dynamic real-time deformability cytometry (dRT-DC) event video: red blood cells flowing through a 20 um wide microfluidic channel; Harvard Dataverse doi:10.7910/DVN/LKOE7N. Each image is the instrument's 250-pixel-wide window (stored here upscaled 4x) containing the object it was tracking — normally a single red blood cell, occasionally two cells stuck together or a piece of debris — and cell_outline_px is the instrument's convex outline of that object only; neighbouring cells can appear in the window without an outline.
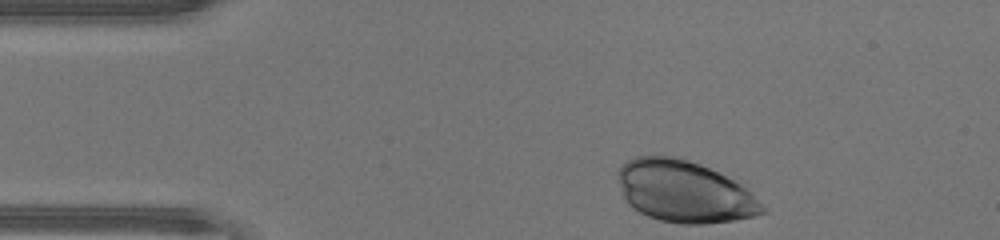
{"species": "human", "species_latin": "Homo sapiens", "temperature_condition": "warm", "stored_images_in_passage": 31, "camera_frame_rate_fps": 3000, "um_per_image_px": 0.085, "donor": {"sex": "male"}, "frame": {"image": 1, "passage_image": 1, "time_ms": 0.0, "image_size_px": [1000, 240], "cell_outline_px": [[768, 212], [756, 216], [732, 220], [704, 224], [680, 224], [660, 220], [648, 216], [640, 212], [628, 204], [624, 200], [616, 176], [616, 172], [628, 160], [636, 156], [660, 152], [684, 156], [744, 180], [768, 208]], "centroid_in_image_um": [58.28, 16.21], "position_along_channel_um": 26.7, "area_um2": 54.79}}
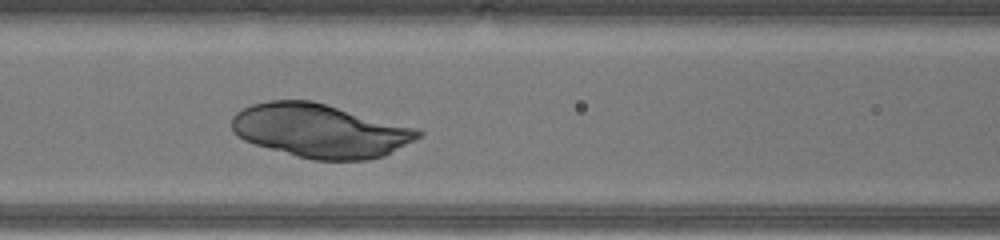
{"frame": {"image": 2, "passage_image": 13, "time_ms": 4.0, "image_size_px": [1000, 240], "cell_outline_px": [[424, 132], [420, 136], [384, 156], [368, 160], [312, 160], [256, 144], [244, 140], [232, 132], [232, 116], [236, 112], [252, 104], [268, 100], [312, 100], [416, 128]], "centroid_in_image_um": [27.19, 11.1], "position_along_channel_um": 139.4, "area_um2": 57.92}}
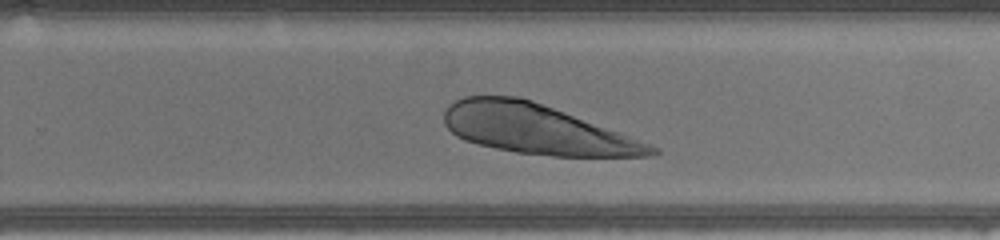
{"frame": {"image": 3, "passage_image": 23, "time_ms": 7.333, "image_size_px": [1000, 240], "cell_outline_px": [[660, 152], [652, 156], [552, 156], [516, 152], [496, 148], [464, 140], [456, 136], [444, 124], [444, 112], [448, 104], [464, 96], [520, 96], [532, 100], [620, 132], [660, 148]], "centroid_in_image_um": [45.6, 10.97], "position_along_channel_um": 284.2, "area_um2": 59.65}}